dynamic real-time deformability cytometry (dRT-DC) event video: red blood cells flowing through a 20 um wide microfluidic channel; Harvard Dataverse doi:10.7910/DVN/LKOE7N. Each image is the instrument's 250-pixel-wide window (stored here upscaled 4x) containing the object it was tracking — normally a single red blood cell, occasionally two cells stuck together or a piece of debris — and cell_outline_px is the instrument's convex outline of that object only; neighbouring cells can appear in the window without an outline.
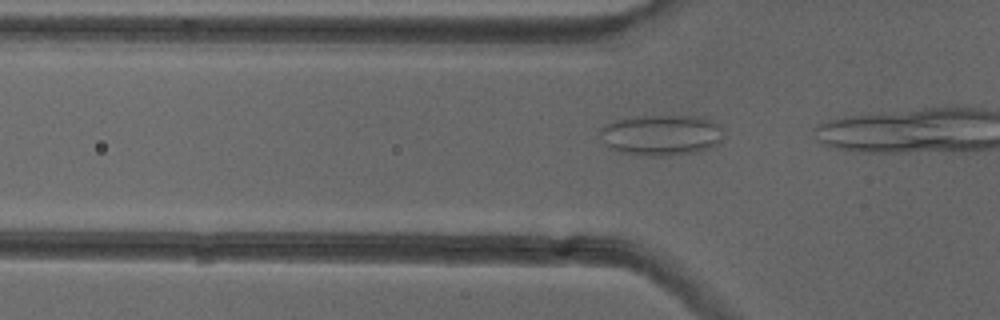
{"species": "common noctule bat (a hibernating species)", "species_latin": "Nyctalus noctula", "temperature_condition": "cold", "stored_images_in_passage": 16, "camera_frame_rate_fps": 3000, "um_per_image_px": 0.085, "animal": {"sex": "female"}, "frame": {"image": 1, "passage_image": 12, "time_ms": 3.667, "image_size_px": [1000, 320], "cell_outline_px": [[724, 136], [720, 144], [700, 152], [668, 156], [640, 156], [620, 152], [604, 144], [600, 136], [600, 128], [604, 124], [612, 120], [636, 116], [704, 116], [720, 124]], "centroid_in_image_um": [56.24, 11.48], "position_along_channel_um": 69.6, "area_um2": 30.23}}